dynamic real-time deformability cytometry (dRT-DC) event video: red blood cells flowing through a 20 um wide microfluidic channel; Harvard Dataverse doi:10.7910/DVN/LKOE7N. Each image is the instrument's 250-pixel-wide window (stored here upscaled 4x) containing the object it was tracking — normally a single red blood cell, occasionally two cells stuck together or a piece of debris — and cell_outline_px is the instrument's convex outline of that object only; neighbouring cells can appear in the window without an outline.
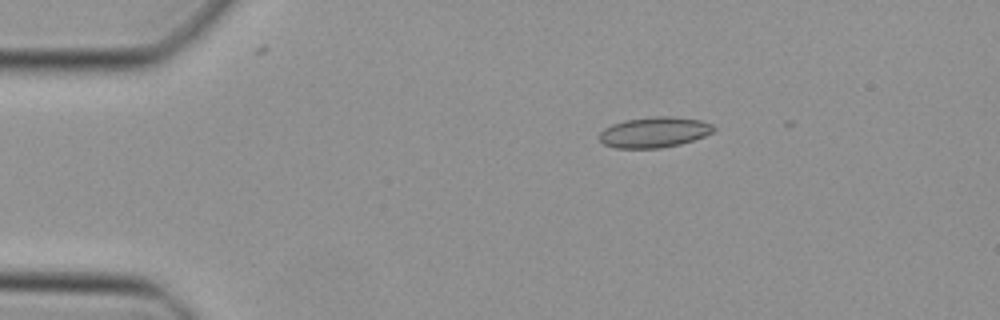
{"species": "Egyptian fruit bat (a non-hibernating species)", "species_latin": "Rousettus aegyptiacus", "temperature_condition": "cold", "stored_images_in_passage": 5, "camera_frame_rate_fps": 3000, "um_per_image_px": 0.085, "animal": {"sex": "female"}, "frame": {"image": 1, "passage_image": 2, "time_ms": 0.333, "image_size_px": [1000, 320], "cell_outline_px": [[716, 128], [712, 132], [704, 136], [680, 144], [660, 148], [616, 148], [604, 144], [600, 140], [600, 132], [604, 128], [612, 124], [624, 120], [648, 116], [672, 116], [700, 120], [712, 124]], "centroid_in_image_um": [55.6, 11.23], "position_along_channel_um": 29.4, "area_um2": 20.4}}